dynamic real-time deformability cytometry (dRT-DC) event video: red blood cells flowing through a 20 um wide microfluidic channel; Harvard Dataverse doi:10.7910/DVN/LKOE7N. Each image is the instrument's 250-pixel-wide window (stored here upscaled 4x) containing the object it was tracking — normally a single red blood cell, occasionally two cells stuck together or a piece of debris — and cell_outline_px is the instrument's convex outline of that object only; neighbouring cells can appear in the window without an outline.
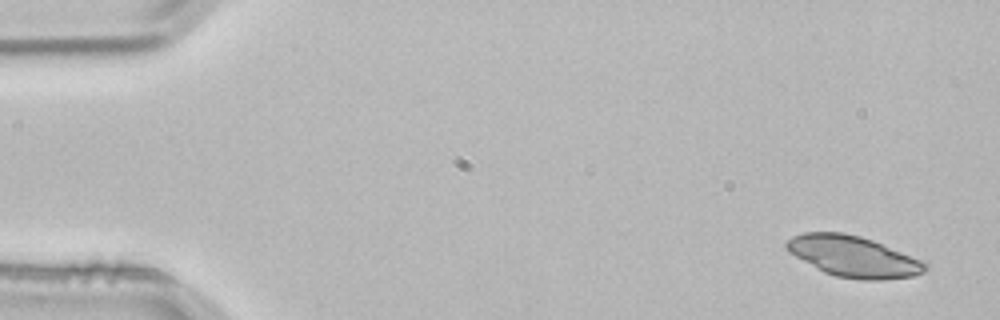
{"species": "common noctule bat (a hibernating species)", "species_latin": "Nyctalus noctula", "temperature_condition": "room temperature", "stored_images_in_passage": 4, "segment_of_instrument_passage": [1, 2], "camera_frame_rate_fps": 3000, "um_per_image_px": 0.085, "animal": {"sex": "male", "body_mass_g": 21.5, "forearm_length_mm": 52.0}, "frame": {"image": 1, "passage_image": 1, "time_ms": 0.0, "image_size_px": [1000, 320], "cell_outline_px": [[928, 268], [924, 272], [912, 276], [884, 280], [860, 280], [836, 276], [824, 272], [788, 252], [784, 248], [784, 244], [792, 236], [804, 232], [844, 232], [860, 236], [872, 240], [928, 260]], "centroid_in_image_um": [72.6, 21.79], "position_along_channel_um": 12.4, "area_um2": 33.64}}